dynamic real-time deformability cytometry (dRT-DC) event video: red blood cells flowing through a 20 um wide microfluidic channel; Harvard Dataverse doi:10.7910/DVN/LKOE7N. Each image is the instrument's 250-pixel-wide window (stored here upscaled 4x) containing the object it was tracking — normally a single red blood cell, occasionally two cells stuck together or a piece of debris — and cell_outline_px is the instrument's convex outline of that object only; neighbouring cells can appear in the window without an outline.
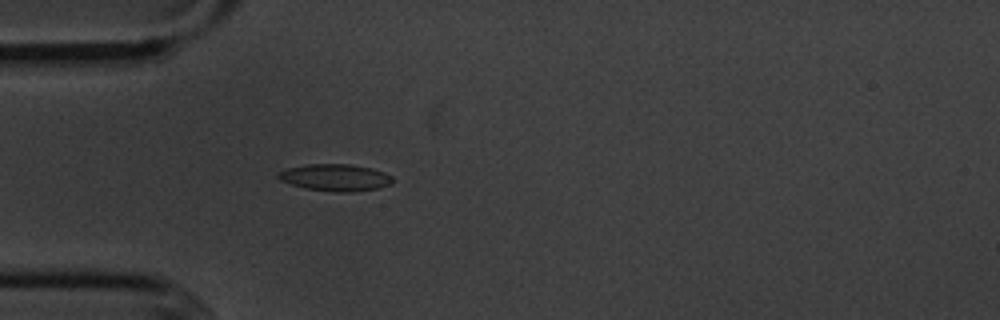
{"species": "common noctule bat (a hibernating species)", "species_latin": "Nyctalus noctula", "temperature_condition": "cold", "stored_images_in_passage": 3, "camera_frame_rate_fps": 3000, "um_per_image_px": 0.085, "animal": {"sex": "male", "body_mass_g": 20.1, "forearm_length_mm": 53.5}, "frame": {"image": 1, "passage_image": 3, "time_ms": 3.333, "image_size_px": [1000, 320], "cell_outline_px": [[396, 180], [392, 184], [376, 188], [352, 192], [336, 192], [308, 188], [292, 184], [280, 180], [276, 176], [276, 172], [288, 168], [308, 164], [352, 164], [372, 168], [384, 172], [392, 176]], "centroid_in_image_um": [28.53, 15.08], "position_along_channel_um": 56.5, "area_um2": 17.98}}